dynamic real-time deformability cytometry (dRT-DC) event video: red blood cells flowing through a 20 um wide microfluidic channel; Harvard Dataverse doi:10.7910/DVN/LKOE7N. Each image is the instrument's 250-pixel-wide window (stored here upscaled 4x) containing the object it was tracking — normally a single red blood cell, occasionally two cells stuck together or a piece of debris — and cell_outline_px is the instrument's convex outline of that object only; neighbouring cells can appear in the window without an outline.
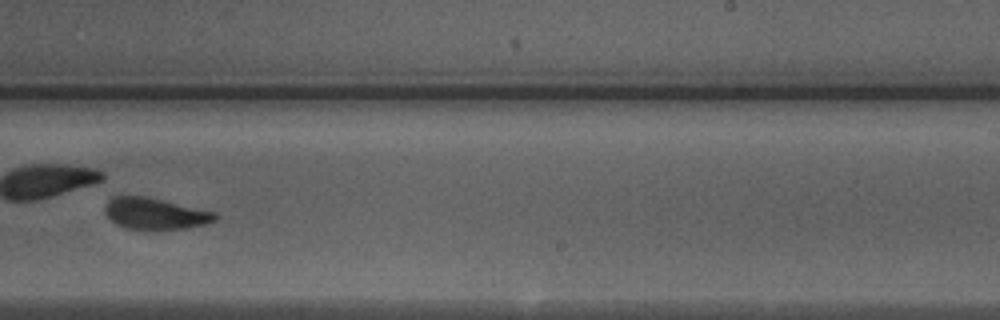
{"species": "Egyptian fruit bat (a non-hibernating species)", "species_latin": "Rousettus aegyptiacus", "temperature_condition": "warm", "stored_images_in_passage": 24, "camera_frame_rate_fps": 3000, "um_per_image_px": 0.085, "animal": {"sex": "male"}, "frame": {"image": 1, "passage_image": 17, "time_ms": 5.333, "image_size_px": [1000, 320], "cell_outline_px": [[216, 220], [204, 224], [184, 228], [156, 232], [152, 232], [124, 228], [116, 224], [104, 212], [104, 208], [108, 200], [112, 196], [144, 196], [216, 212]], "centroid_in_image_um": [13.14, 18.2], "position_along_channel_um": 275.9, "area_um2": 20.58}, "authors_computed_cell_mechanics": {"area_um2": 21.3282, "velocity_mm_per_s": 4.2831, "shape_relaxation_time_tau1_ms": 3.6202, "shape_relaxation_time_tau2_ms": 0.9027, "deformation_change_tau1": 0.1332, "deformation_change_tau2": 0.0611}}